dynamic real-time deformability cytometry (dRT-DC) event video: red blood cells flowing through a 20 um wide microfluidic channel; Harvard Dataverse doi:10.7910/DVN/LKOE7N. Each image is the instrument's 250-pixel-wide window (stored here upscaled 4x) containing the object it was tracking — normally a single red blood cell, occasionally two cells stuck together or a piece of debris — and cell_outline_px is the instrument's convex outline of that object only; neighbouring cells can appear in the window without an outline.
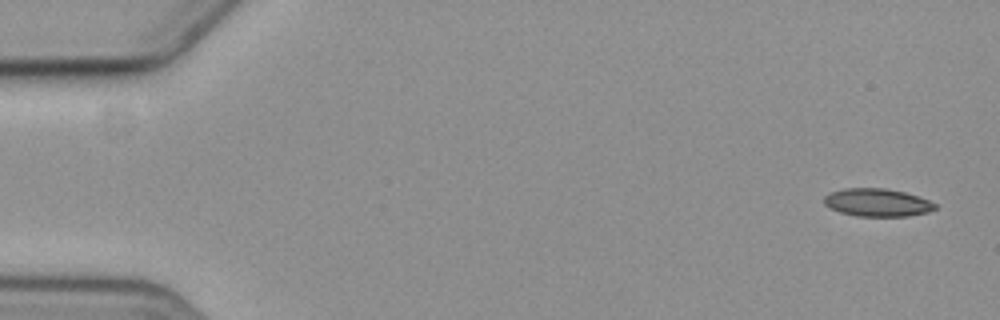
{"species": "common noctule bat (a hibernating species)", "species_latin": "Nyctalus noctula", "temperature_condition": "cold", "stored_images_in_passage": 11, "camera_frame_rate_fps": 3000, "um_per_image_px": 0.085, "animal": {"sex": "female", "body_mass_g": 19.3, "forearm_length_mm": 54.1}, "frame": {"image": 1, "passage_image": 1, "time_ms": 0.0, "image_size_px": [1000, 320], "cell_outline_px": [[936, 208], [928, 212], [908, 216], [856, 216], [840, 212], [828, 208], [824, 204], [824, 196], [832, 192], [844, 188], [884, 188], [904, 192], [928, 200], [936, 204]], "centroid_in_image_um": [74.53, 17.22], "position_along_channel_um": 10.5, "area_um2": 17.98}}
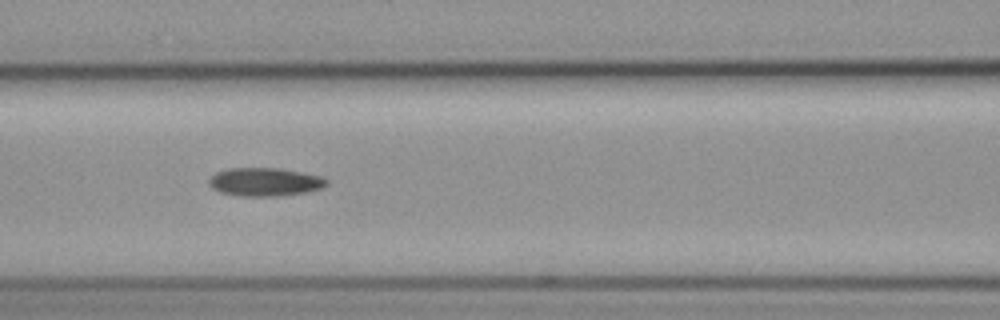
{"frame": {"image": 2, "passage_image": 7, "time_ms": 7.667, "image_size_px": [1000, 320], "cell_outline_px": [[328, 184], [324, 188], [308, 192], [280, 196], [240, 196], [220, 192], [212, 188], [208, 184], [208, 180], [216, 172], [228, 168], [280, 168], [324, 176], [328, 180]], "centroid_in_image_um": [22.56, 15.46], "position_along_channel_um": 144.0, "area_um2": 19.77}}
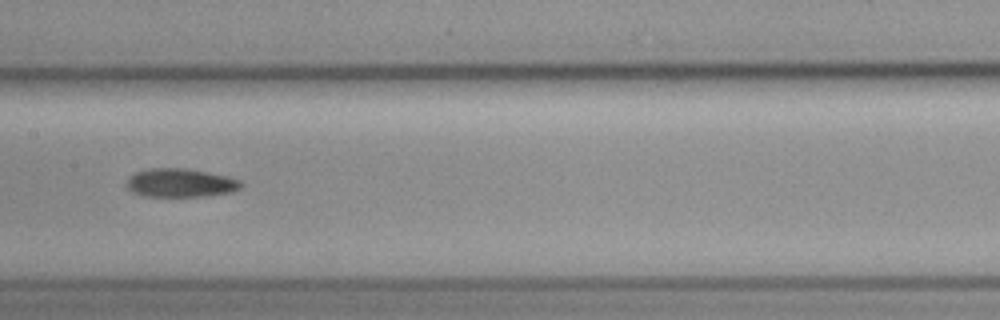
{"frame": {"image": 3, "passage_image": 8, "time_ms": 9.0, "image_size_px": [1000, 320], "cell_outline_px": [[244, 184], [240, 188], [232, 192], [204, 196], [144, 196], [132, 192], [124, 184], [128, 176], [136, 172], [148, 168], [184, 168], [208, 172], [228, 176], [240, 180]], "centroid_in_image_um": [15.32, 15.54], "position_along_channel_um": 192.1, "area_um2": 19.25}}